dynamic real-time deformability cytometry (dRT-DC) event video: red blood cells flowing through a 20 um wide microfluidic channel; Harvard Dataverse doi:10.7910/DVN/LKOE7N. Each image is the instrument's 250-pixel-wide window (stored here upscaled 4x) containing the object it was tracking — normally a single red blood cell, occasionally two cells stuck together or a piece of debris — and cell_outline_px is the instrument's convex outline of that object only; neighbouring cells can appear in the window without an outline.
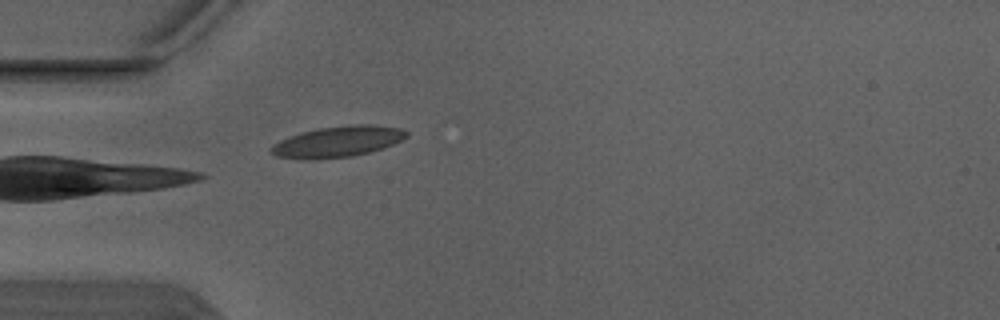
{"species": "Egyptian fruit bat (a non-hibernating species)", "species_latin": "Rousettus aegyptiacus", "temperature_condition": "warm", "stored_images_in_passage": 4, "camera_frame_rate_fps": 3000, "um_per_image_px": 0.085, "animal": {"sex": "male"}, "frame": {"image": 1, "passage_image": 4, "time_ms": 1.0, "image_size_px": [1000, 320], "cell_outline_px": [[408, 136], [392, 144], [368, 152], [352, 156], [312, 160], [276, 156], [268, 148], [272, 144], [288, 136], [300, 132], [316, 128], [348, 124], [372, 124], [400, 128], [408, 132]], "centroid_in_image_um": [28.66, 12.02], "position_along_channel_um": 56.3, "area_um2": 24.51}}